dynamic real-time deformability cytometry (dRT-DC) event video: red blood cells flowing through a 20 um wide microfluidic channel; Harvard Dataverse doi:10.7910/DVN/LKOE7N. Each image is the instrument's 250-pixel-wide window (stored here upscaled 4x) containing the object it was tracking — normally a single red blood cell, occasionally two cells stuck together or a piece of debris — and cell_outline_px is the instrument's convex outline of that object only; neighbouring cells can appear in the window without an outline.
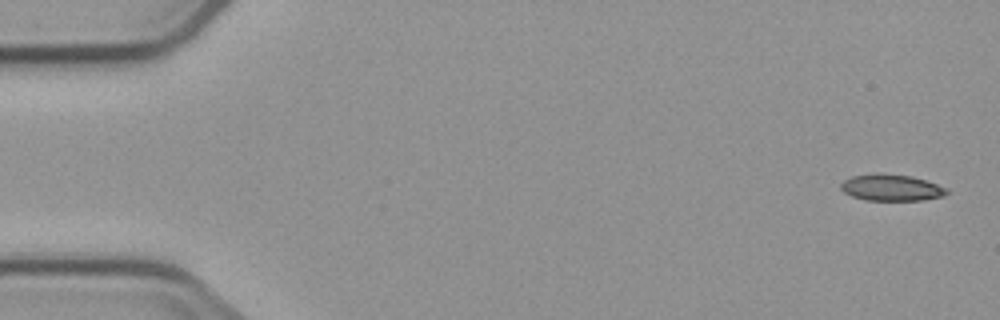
{"species": "common noctule bat (a hibernating species)", "species_latin": "Nyctalus noctula", "temperature_condition": "cold", "stored_images_in_passage": 3, "camera_frame_rate_fps": 3000, "um_per_image_px": 0.085, "animal": {"sex": "male", "body_mass_g": 23.1, "forearm_length_mm": 52.7}, "frame": {"image": 1, "passage_image": 1, "time_ms": 0.0, "image_size_px": [1000, 320], "cell_outline_px": [[948, 192], [944, 196], [920, 200], [864, 200], [852, 196], [844, 192], [840, 188], [840, 184], [844, 180], [852, 176], [912, 176], [948, 188]], "centroid_in_image_um": [75.79, 16.0], "position_along_channel_um": 9.2, "area_um2": 15.55}}